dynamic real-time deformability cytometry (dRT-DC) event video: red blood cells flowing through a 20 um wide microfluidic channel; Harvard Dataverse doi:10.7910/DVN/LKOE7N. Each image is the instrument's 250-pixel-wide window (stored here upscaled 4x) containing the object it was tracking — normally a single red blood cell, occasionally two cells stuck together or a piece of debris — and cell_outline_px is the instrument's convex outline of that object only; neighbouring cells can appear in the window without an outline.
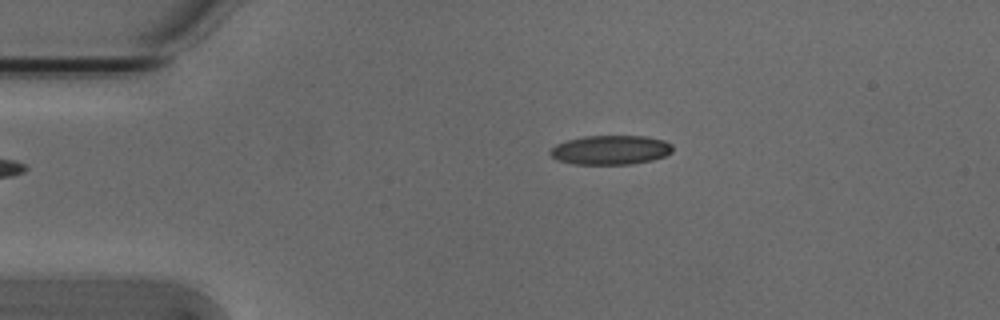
{"species": "Egyptian fruit bat (a non-hibernating species)", "species_latin": "Rousettus aegyptiacus", "temperature_condition": "cold", "stored_images_in_passage": 44, "camera_frame_rate_fps": 3000, "um_per_image_px": 0.085, "animal": {"sex": "male"}, "frame": {"image": 1, "passage_image": 1, "time_ms": 0.0, "image_size_px": [1000, 320], "cell_outline_px": [[672, 152], [664, 156], [652, 160], [632, 164], [572, 164], [556, 160], [548, 152], [556, 144], [568, 140], [584, 136], [644, 136], [664, 140], [672, 144]], "centroid_in_image_um": [51.89, 12.75], "position_along_channel_um": 33.1, "area_um2": 20.92}}
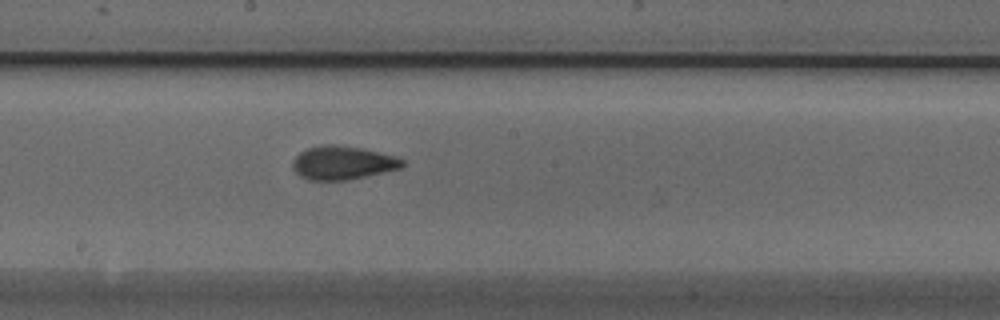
{"frame": {"image": 2, "passage_image": 19, "time_ms": 6.0, "image_size_px": [1000, 320], "cell_outline_px": [[404, 164], [400, 168], [384, 172], [348, 180], [308, 180], [300, 176], [292, 168], [292, 160], [300, 152], [308, 148], [328, 144], [332, 144], [360, 148], [396, 156], [404, 160]], "centroid_in_image_um": [29.1, 13.84], "position_along_channel_um": 219.1, "area_um2": 21.33}}
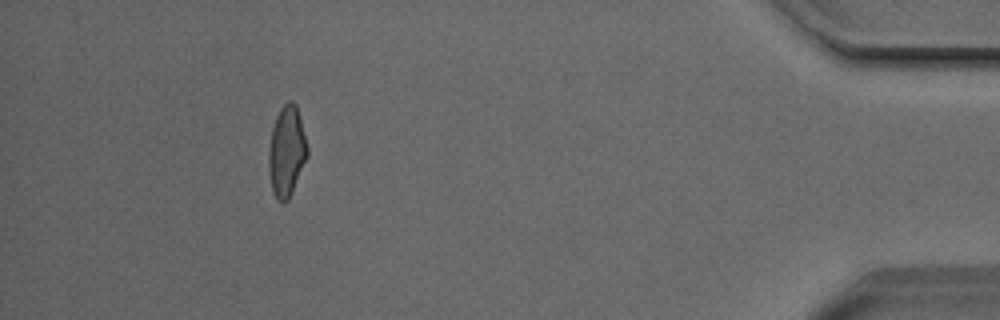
{"frame": {"image": 3, "passage_image": 39, "time_ms": 12.667, "image_size_px": [1000, 320], "cell_outline_px": [[308, 156], [292, 192], [288, 200], [284, 204], [280, 204], [276, 200], [272, 192], [268, 168], [268, 152], [272, 128], [276, 116], [280, 108], [288, 100], [292, 100], [296, 104], [308, 148]], "centroid_in_image_um": [24.35, 12.9], "position_along_channel_um": 410.9, "area_um2": 20.63}, "authors_computed_cell_mechanics": {"area_um2": 20.6346, "velocity_mm_per_s": 3.8152, "shape_relaxation_time_tau1_ms": 5.3728, "shape_relaxation_time_tau2_ms": 1.5574, "deformation_change_tau1": 0.152, "deformation_change_tau2": 0.0772}}